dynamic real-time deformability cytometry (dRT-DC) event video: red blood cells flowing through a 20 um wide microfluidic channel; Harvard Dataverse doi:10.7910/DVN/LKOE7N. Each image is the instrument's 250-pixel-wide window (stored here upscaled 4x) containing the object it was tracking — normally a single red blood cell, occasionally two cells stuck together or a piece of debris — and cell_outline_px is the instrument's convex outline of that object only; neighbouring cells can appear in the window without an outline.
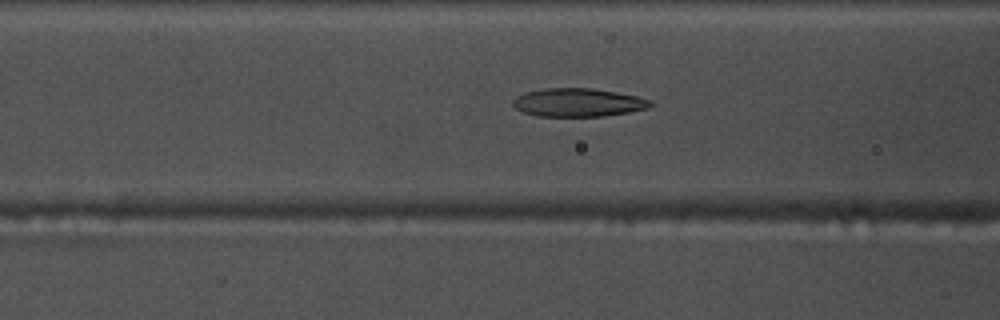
{"species": "common noctule bat (a hibernating species)", "species_latin": "Nyctalus noctula", "temperature_condition": "warm", "stored_images_in_passage": 46, "segment_of_instrument_passage": [1, 2], "camera_frame_rate_fps": 3000, "um_per_image_px": 0.085, "animal": {"sex": "male", "body_mass_g": 17.5, "forearm_length_mm": 52.3}, "frame": {"image": 1, "passage_image": 12, "time_ms": 3.667, "image_size_px": [1000, 320], "cell_outline_px": [[652, 104], [648, 108], [632, 112], [604, 116], [536, 116], [524, 112], [516, 108], [512, 104], [512, 100], [516, 96], [524, 92], [544, 88], [592, 88], [640, 96], [652, 100]], "centroid_in_image_um": [49.16, 8.71], "position_along_channel_um": 117.4, "area_um2": 22.95}}
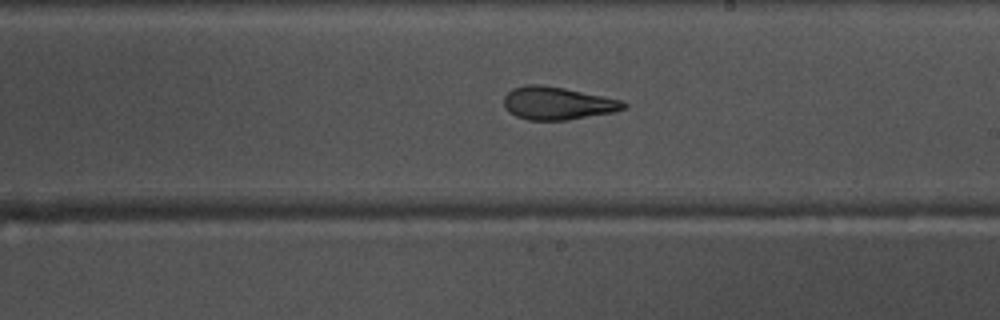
{"frame": {"image": 2, "passage_image": 22, "time_ms": 7.0, "image_size_px": [1000, 320], "cell_outline_px": [[628, 104], [624, 108], [612, 112], [568, 120], [528, 120], [516, 116], [508, 112], [504, 108], [504, 96], [512, 88], [528, 84], [540, 84], [564, 88], [620, 100]], "centroid_in_image_um": [47.32, 8.78], "position_along_channel_um": 241.7, "area_um2": 22.77}}
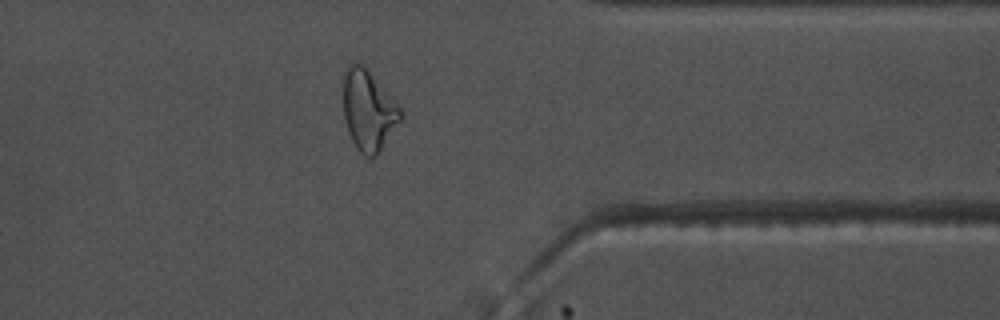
{"frame": {"image": 3, "passage_image": 34, "time_ms": 11.0, "image_size_px": [1000, 320], "cell_outline_px": [[400, 120], [376, 156], [364, 156], [356, 148], [348, 132], [344, 120], [344, 68], [348, 64], [356, 60], [364, 64], [400, 108]], "centroid_in_image_um": [31.26, 9.33], "position_along_channel_um": 380.1, "area_um2": 26.53}}